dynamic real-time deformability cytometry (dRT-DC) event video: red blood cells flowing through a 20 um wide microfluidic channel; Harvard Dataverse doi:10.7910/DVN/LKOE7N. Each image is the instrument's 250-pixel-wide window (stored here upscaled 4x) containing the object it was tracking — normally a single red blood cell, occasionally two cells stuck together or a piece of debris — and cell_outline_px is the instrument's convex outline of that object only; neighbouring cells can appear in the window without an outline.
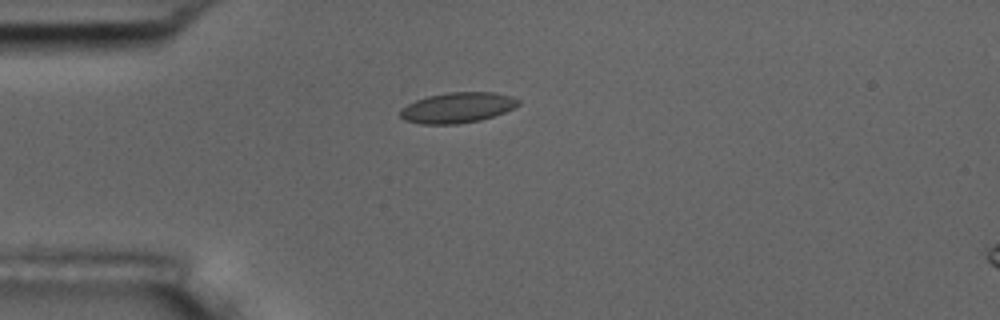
{"species": "common noctule bat (a hibernating species)", "species_latin": "Nyctalus noctula", "temperature_condition": "room temperature", "stored_images_in_passage": 6, "camera_frame_rate_fps": 3000, "um_per_image_px": 0.085, "animal": {"sex": "male", "body_mass_g": 17.5, "forearm_length_mm": 52.3}, "frame": {"image": 1, "passage_image": 4, "time_ms": 3.667, "image_size_px": [1000, 320], "cell_outline_px": [[520, 104], [504, 112], [480, 120], [456, 124], [420, 124], [404, 120], [400, 116], [400, 112], [408, 104], [416, 100], [428, 96], [448, 92], [496, 92], [512, 96], [520, 100]], "centroid_in_image_um": [38.9, 9.14], "position_along_channel_um": 46.1, "area_um2": 20.87}}